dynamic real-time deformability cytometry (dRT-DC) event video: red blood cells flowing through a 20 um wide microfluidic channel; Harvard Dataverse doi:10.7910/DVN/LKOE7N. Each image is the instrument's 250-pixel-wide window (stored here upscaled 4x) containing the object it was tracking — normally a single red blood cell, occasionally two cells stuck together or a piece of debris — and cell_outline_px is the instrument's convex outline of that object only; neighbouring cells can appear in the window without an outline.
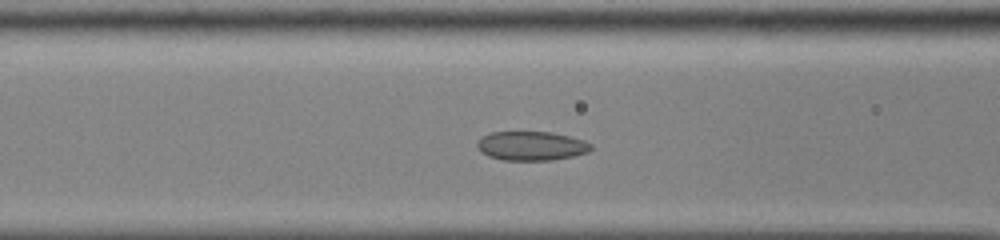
{"species": "common noctule bat (a hibernating species)", "species_latin": "Nyctalus noctula", "temperature_condition": "cold", "stored_images_in_passage": 43, "camera_frame_rate_fps": 3000, "um_per_image_px": 0.085, "animal": {"sex": "male", "body_mass_g": 13.0, "forearm_length_mm": 53.1}, "frame": {"image": 1, "passage_image": 13, "time_ms": 4.0, "image_size_px": [1000, 240], "cell_outline_px": [[592, 148], [588, 152], [572, 156], [552, 160], [504, 160], [488, 156], [476, 144], [484, 136], [492, 132], [552, 132], [584, 140], [592, 144]], "centroid_in_image_um": [45.21, 12.4], "position_along_channel_um": 121.4, "area_um2": 19.02}}
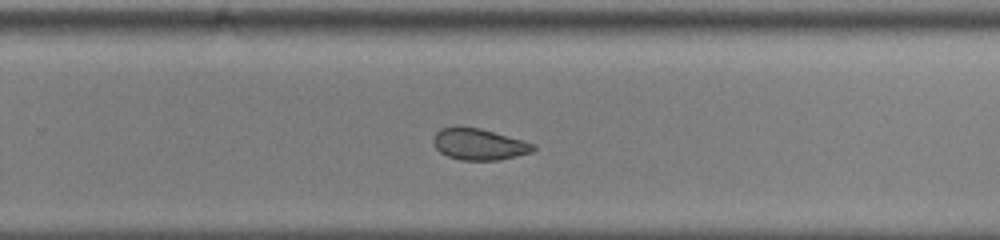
{"frame": {"image": 2, "passage_image": 26, "time_ms": 8.333, "image_size_px": [1000, 240], "cell_outline_px": [[536, 148], [532, 152], [500, 160], [460, 160], [448, 156], [440, 152], [432, 144], [432, 136], [440, 128], [480, 128], [536, 144]], "centroid_in_image_um": [40.71, 12.28], "position_along_channel_um": 289.1, "area_um2": 18.15}}
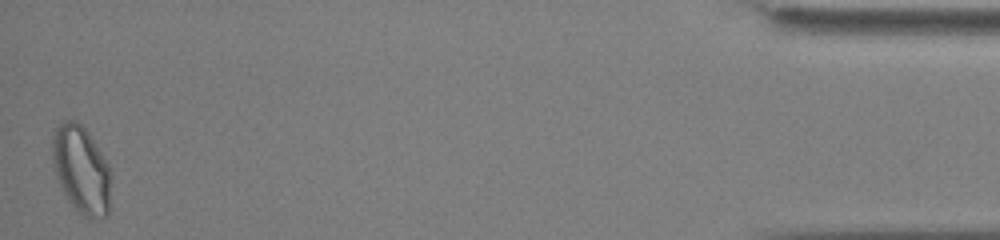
{"frame": {"image": 3, "passage_image": 43, "time_ms": 14.0, "image_size_px": [1000, 240], "cell_outline_px": [[112, 176], [108, 216], [88, 220], [72, 208], [60, 184], [52, 160], [52, 140], [56, 128], [64, 120], [76, 120], [88, 132], [108, 164]], "centroid_in_image_um": [6.94, 14.48], "position_along_channel_um": 428.3, "area_um2": 30.17}, "authors_computed_cell_mechanics": {"area_um2": 19.7098, "velocity_mm_per_s": 3.8809, "shape_relaxation_time_tau1_ms": null, "shape_relaxation_time_tau2_ms": 2.2008, "deformation_change_tau1": null, "deformation_change_tau2": 0.069}}